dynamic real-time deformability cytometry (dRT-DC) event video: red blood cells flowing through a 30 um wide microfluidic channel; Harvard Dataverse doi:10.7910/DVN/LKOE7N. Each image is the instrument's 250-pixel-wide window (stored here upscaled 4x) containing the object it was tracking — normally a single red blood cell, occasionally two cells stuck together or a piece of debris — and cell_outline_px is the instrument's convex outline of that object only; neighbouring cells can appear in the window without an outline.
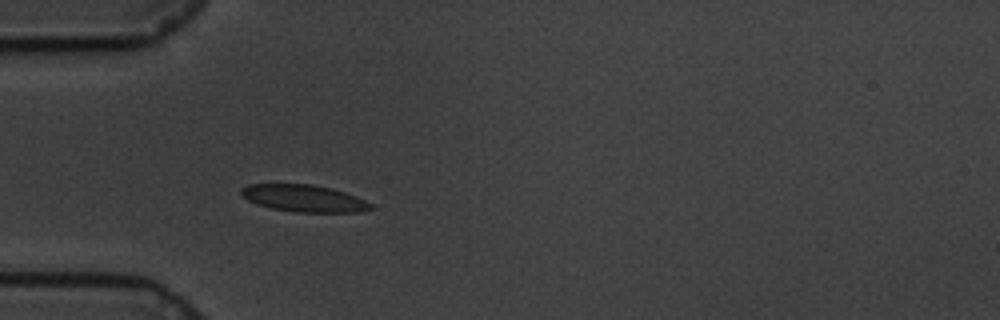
{"species": "common noctule bat (a hibernating species)", "species_latin": "Nyctalus noctula", "temperature_condition": "cold", "stored_images_in_passage": 43, "camera_frame_rate_fps": 3000, "um_per_image_px": 0.085, "animal": {"sex": "male", "body_mass_g": 19.5, "forearm_length_mm": 54.6}, "frame": {"image": 1, "passage_image": 1, "time_ms": 0.0, "image_size_px": [1000, 320], "cell_outline_px": [[376, 208], [360, 212], [296, 212], [272, 208], [248, 200], [240, 192], [240, 188], [248, 184], [312, 184], [344, 192], [356, 196], [372, 204]], "centroid_in_image_um": [25.86, 16.86], "position_along_channel_um": 59.1, "area_um2": 20.23}}
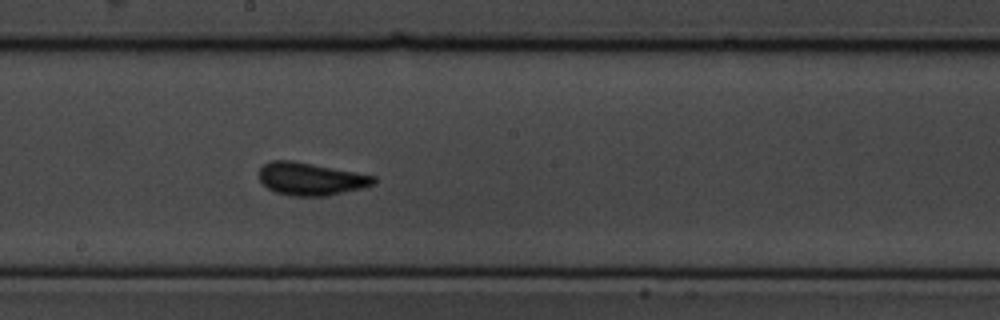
{"frame": {"image": 2, "passage_image": 16, "time_ms": 5.0, "image_size_px": [1000, 320], "cell_outline_px": [[376, 184], [364, 188], [328, 196], [292, 196], [276, 192], [268, 188], [260, 180], [260, 168], [264, 164], [272, 160], [292, 160], [376, 176]], "centroid_in_image_um": [26.45, 15.21], "position_along_channel_um": 221.7, "area_um2": 21.85}}
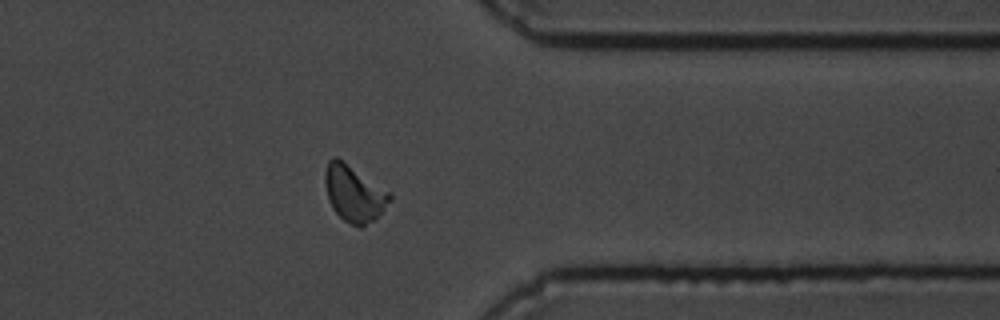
{"frame": {"image": 3, "passage_image": 31, "time_ms": 10.0, "image_size_px": [1000, 320], "cell_outline_px": [[392, 200], [372, 220], [360, 228], [344, 220], [332, 208], [328, 200], [324, 180], [324, 172], [328, 160], [332, 156], [336, 156], [392, 192]], "centroid_in_image_um": [30.08, 16.41], "position_along_channel_um": 381.3, "area_um2": 21.33}, "authors_computed_cell_mechanics": {"area_um2": 20.2878, "velocity_mm_per_s": 3.3432, "shape_relaxation_time_tau1_ms": 3.1887, "shape_relaxation_time_tau2_ms": null, "deformation_change_tau1": 0.0805, "deformation_change_tau2": null}}